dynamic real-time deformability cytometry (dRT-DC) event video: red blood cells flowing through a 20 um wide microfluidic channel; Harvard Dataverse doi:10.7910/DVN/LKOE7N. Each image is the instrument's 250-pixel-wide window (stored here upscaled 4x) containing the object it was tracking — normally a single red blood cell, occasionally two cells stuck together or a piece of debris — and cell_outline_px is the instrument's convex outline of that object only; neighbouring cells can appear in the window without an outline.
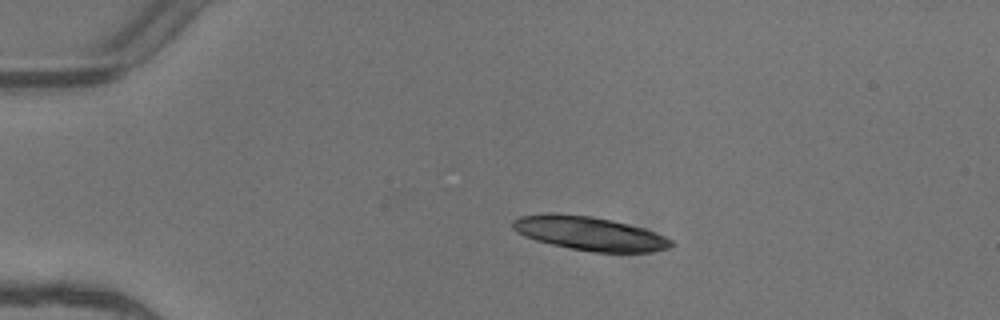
{"species": "common noctule bat (a hibernating species)", "species_latin": "Nyctalus noctula", "temperature_condition": "warm", "stored_images_in_passage": 5, "camera_frame_rate_fps": 3000, "um_per_image_px": 0.085, "animal": {"sex": "female"}, "frame": {"image": 1, "passage_image": 2, "time_ms": 0.333, "image_size_px": [1000, 320], "cell_outline_px": [[672, 244], [668, 248], [652, 252], [592, 252], [552, 244], [536, 240], [524, 236], [516, 232], [512, 228], [512, 220], [520, 216], [544, 212], [556, 212], [592, 216], [612, 220], [644, 228], [664, 236], [672, 240]], "centroid_in_image_um": [50.06, 19.82], "position_along_channel_um": 34.9, "area_um2": 31.39}}
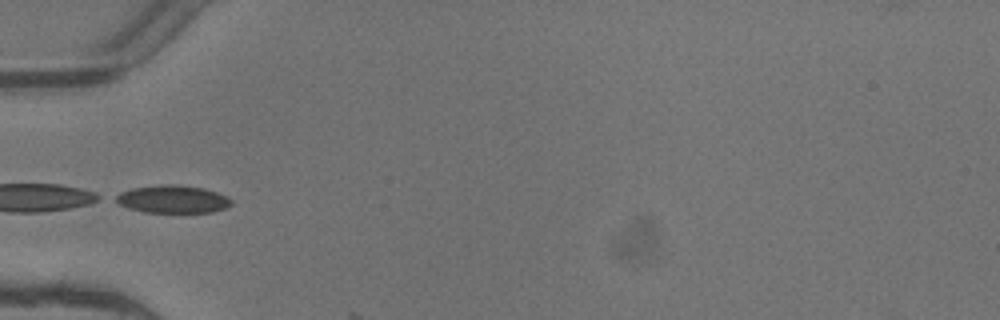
{"frame": {"image": 2, "passage_image": 4, "time_ms": 1.0, "image_size_px": [1000, 320], "cell_outline_px": [[232, 204], [224, 208], [212, 212], [144, 212], [128, 208], [112, 200], [112, 196], [120, 192], [132, 188], [160, 184], [176, 184], [204, 188], [228, 196], [232, 200]], "centroid_in_image_um": [14.63, 16.92], "position_along_channel_um": 70.4, "area_um2": 18.9}}
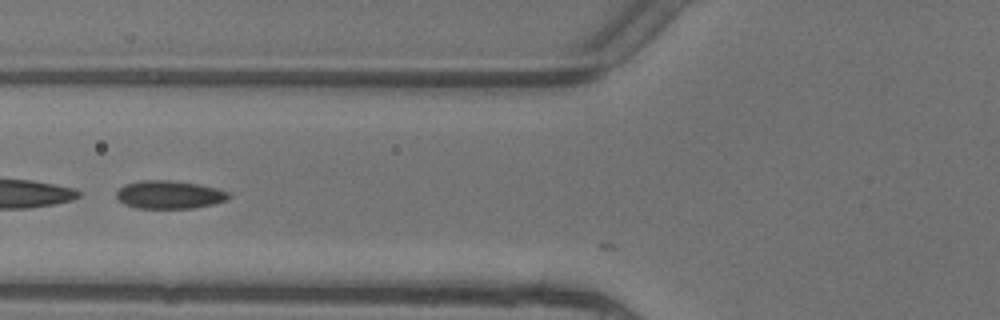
{"frame": {"image": 3, "passage_image": 5, "time_ms": 1.333, "image_size_px": [1000, 320], "cell_outline_px": [[232, 196], [228, 200], [196, 208], [136, 208], [124, 204], [116, 196], [116, 192], [124, 184], [140, 180], [172, 180], [200, 184], [216, 188], [228, 192]], "centroid_in_image_um": [14.41, 16.54], "position_along_channel_um": 111.4, "area_um2": 18.55}}